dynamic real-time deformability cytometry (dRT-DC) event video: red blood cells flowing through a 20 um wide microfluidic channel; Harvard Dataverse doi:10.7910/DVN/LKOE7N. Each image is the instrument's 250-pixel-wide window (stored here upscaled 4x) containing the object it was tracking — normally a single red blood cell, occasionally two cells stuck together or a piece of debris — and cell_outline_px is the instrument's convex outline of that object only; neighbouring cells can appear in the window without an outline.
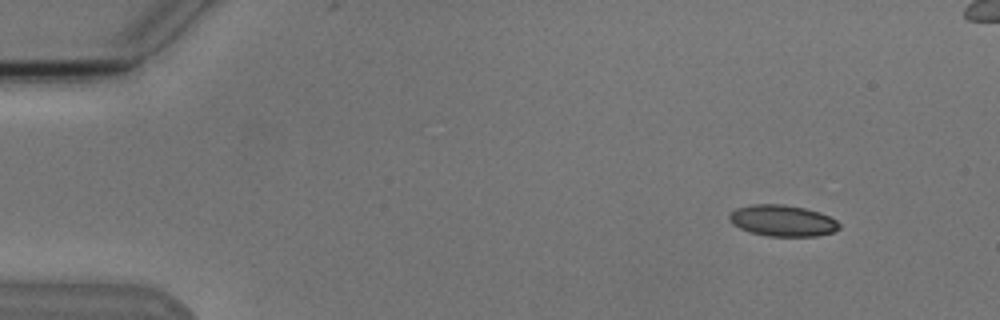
{"species": "Egyptian fruit bat (a non-hibernating species)", "species_latin": "Rousettus aegyptiacus", "temperature_condition": "cold", "stored_images_in_passage": 5, "camera_frame_rate_fps": 3000, "um_per_image_px": 0.085, "animal": {"sex": "male"}, "frame": {"image": 1, "passage_image": 1, "time_ms": 0.0, "image_size_px": [1000, 320], "cell_outline_px": [[840, 228], [832, 232], [816, 236], [768, 236], [752, 232], [740, 228], [732, 224], [728, 216], [736, 208], [756, 204], [784, 204], [804, 208], [820, 212], [836, 220], [840, 224]], "centroid_in_image_um": [66.53, 18.75], "position_along_channel_um": 18.5, "area_um2": 19.88}}